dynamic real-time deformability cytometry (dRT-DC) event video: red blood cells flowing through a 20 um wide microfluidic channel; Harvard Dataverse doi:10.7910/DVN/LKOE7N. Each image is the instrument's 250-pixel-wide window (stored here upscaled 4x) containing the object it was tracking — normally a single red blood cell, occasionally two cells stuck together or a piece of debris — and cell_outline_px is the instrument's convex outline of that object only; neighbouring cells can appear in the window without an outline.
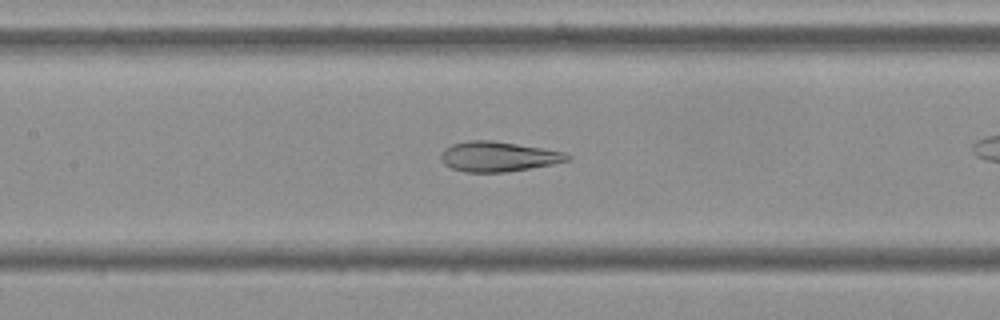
{"species": "Egyptian fruit bat (a non-hibernating species)", "species_latin": "Rousettus aegyptiacus", "temperature_condition": "cold", "stored_images_in_passage": 40, "camera_frame_rate_fps": 3000, "um_per_image_px": 0.085, "frame": {"image": 1, "passage_image": 22, "time_ms": 7.0, "image_size_px": [1000, 320], "cell_outline_px": [[572, 156], [568, 160], [552, 164], [504, 172], [464, 172], [452, 168], [444, 164], [440, 160], [440, 152], [444, 148], [452, 144], [468, 140], [492, 140], [564, 152]], "centroid_in_image_um": [42.28, 13.3], "position_along_channel_um": 165.1, "area_um2": 21.96}}
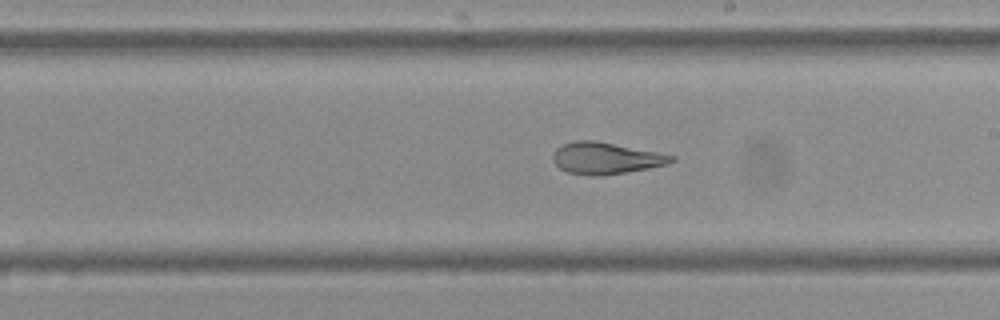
{"frame": {"image": 2, "passage_image": 28, "time_ms": 9.0, "image_size_px": [1000, 320], "cell_outline_px": [[676, 160], [668, 164], [648, 168], [600, 176], [588, 176], [568, 172], [560, 168], [552, 160], [552, 156], [556, 148], [564, 144], [576, 140], [596, 140], [676, 156]], "centroid_in_image_um": [51.48, 13.44], "position_along_channel_um": 237.5, "area_um2": 21.79}}
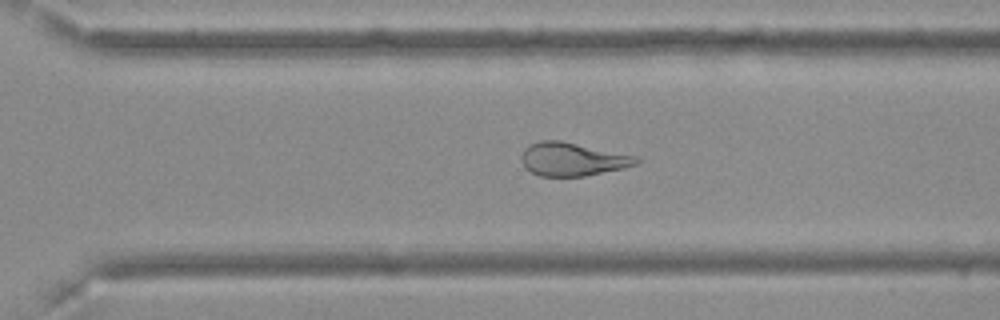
{"frame": {"image": 3, "passage_image": 35, "time_ms": 11.333, "image_size_px": [1000, 320], "cell_outline_px": [[640, 160], [636, 164], [624, 168], [584, 176], [540, 176], [524, 168], [520, 160], [520, 156], [524, 148], [528, 144], [540, 140], [560, 140], [640, 156]], "centroid_in_image_um": [48.64, 13.52], "position_along_channel_um": 322.0, "area_um2": 22.66}}